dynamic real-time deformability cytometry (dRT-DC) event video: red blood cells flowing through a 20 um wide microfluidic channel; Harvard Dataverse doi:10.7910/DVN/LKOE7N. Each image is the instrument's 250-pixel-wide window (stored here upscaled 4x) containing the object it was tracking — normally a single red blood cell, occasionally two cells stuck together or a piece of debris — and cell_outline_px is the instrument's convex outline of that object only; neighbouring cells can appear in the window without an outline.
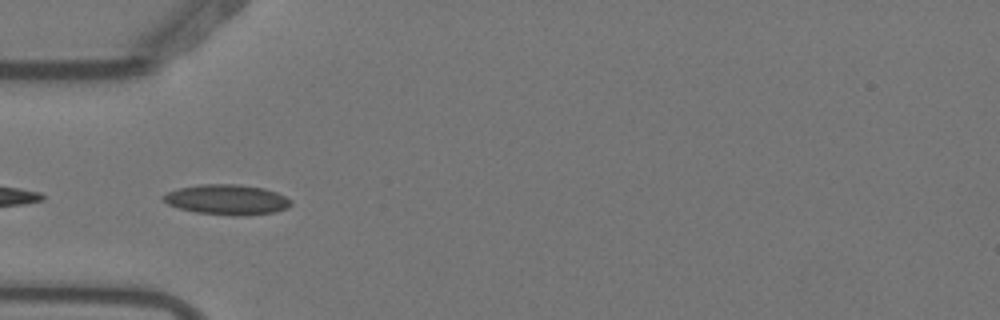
{"species": "Egyptian fruit bat (a non-hibernating species)", "species_latin": "Rousettus aegyptiacus", "temperature_condition": "warm", "stored_images_in_passage": 10, "camera_frame_rate_fps": 3000, "um_per_image_px": 0.085, "animal": {"sex": "female"}, "frame": {"image": 1, "passage_image": 4, "time_ms": 1.0, "image_size_px": [1000, 320], "cell_outline_px": [[292, 204], [288, 208], [276, 212], [248, 216], [236, 216], [196, 212], [180, 208], [168, 204], [160, 196], [168, 192], [180, 188], [200, 184], [240, 184], [264, 188], [276, 192], [292, 200]], "centroid_in_image_um": [19.34, 16.97], "position_along_channel_um": 65.7, "area_um2": 22.6}}
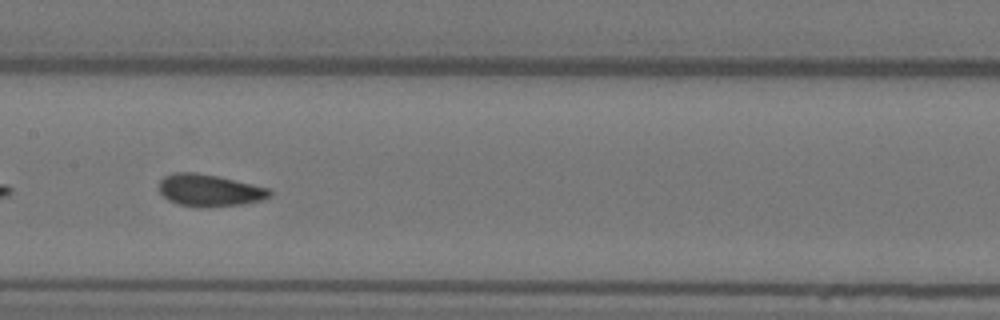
{"frame": {"image": 2, "passage_image": 7, "time_ms": 2.0, "image_size_px": [1000, 320], "cell_outline_px": [[272, 196], [260, 200], [244, 204], [208, 208], [196, 208], [176, 204], [168, 200], [160, 192], [160, 180], [164, 176], [172, 172], [196, 172], [216, 176], [252, 184], [268, 188], [272, 192]], "centroid_in_image_um": [17.78, 16.2], "position_along_channel_um": 189.6, "area_um2": 20.92}}
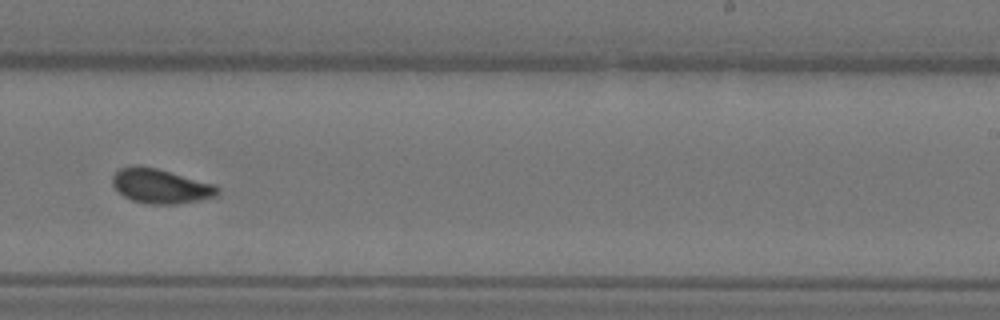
{"frame": {"image": 3, "passage_image": 9, "time_ms": 2.667, "image_size_px": [1000, 320], "cell_outline_px": [[220, 196], [176, 204], [148, 204], [132, 200], [124, 196], [112, 184], [112, 176], [120, 168], [132, 164], [136, 164], [156, 168], [216, 184], [220, 188]], "centroid_in_image_um": [13.68, 15.81], "position_along_channel_um": 275.3, "area_um2": 21.39}}